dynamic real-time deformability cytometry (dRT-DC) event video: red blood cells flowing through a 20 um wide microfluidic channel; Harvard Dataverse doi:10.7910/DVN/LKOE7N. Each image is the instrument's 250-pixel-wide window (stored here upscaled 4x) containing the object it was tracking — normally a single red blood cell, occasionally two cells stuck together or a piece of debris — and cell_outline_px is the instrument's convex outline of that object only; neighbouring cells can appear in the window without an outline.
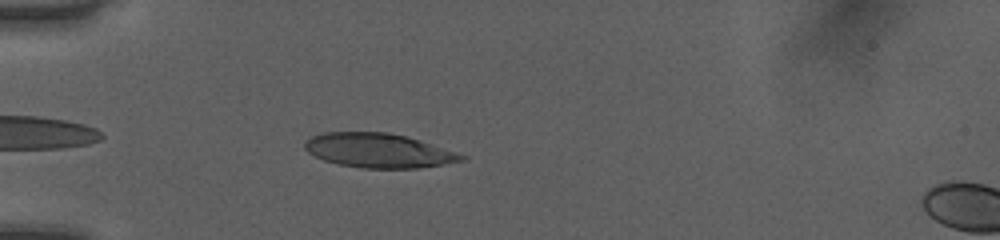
{"species": "human", "species_latin": "Homo sapiens", "temperature_condition": "room temperature", "stored_images_in_passage": 33, "camera_frame_rate_fps": 3000, "um_per_image_px": 0.085, "donor": {"sex": "female"}, "frame": {"image": 1, "passage_image": 4, "time_ms": 1.0, "image_size_px": [1000, 240], "cell_outline_px": [[468, 156], [464, 160], [416, 168], [364, 168], [340, 164], [324, 160], [308, 152], [304, 148], [304, 144], [312, 136], [324, 132], [384, 132], [404, 136]], "centroid_in_image_um": [32.13, 12.79], "position_along_channel_um": 52.9, "area_um2": 30.63}}
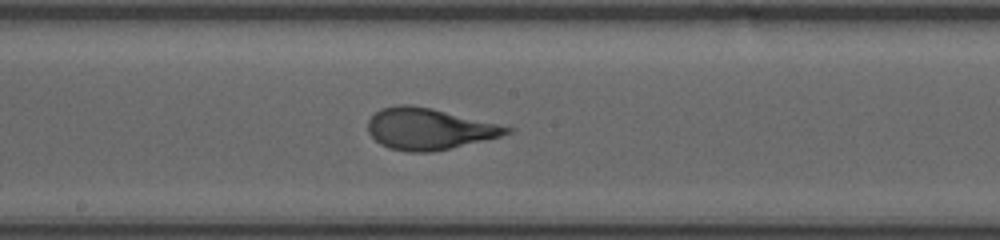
{"frame": {"image": 2, "passage_image": 17, "time_ms": 5.333, "image_size_px": [1000, 240], "cell_outline_px": [[516, 128], [512, 132], [500, 136], [432, 152], [408, 152], [388, 148], [380, 144], [368, 132], [368, 120], [380, 108], [400, 104], [408, 104], [432, 108]], "centroid_in_image_um": [36.44, 10.95], "position_along_channel_um": 211.8, "area_um2": 33.35}}
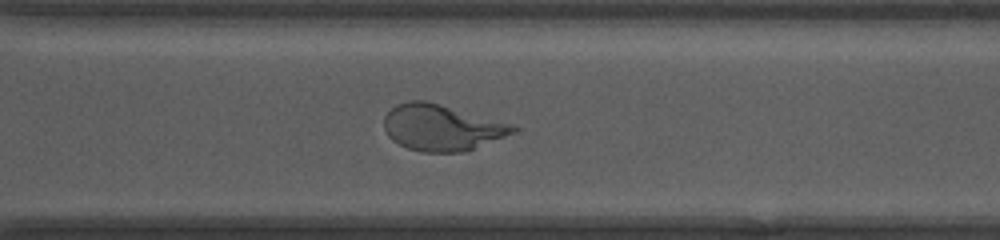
{"frame": {"image": 3, "passage_image": 26, "time_ms": 8.333, "image_size_px": [1000, 240], "cell_outline_px": [[516, 128], [512, 132], [504, 136], [464, 152], [424, 152], [408, 148], [392, 140], [388, 136], [384, 128], [384, 116], [396, 104], [408, 100], [428, 100], [508, 124]], "centroid_in_image_um": [37.43, 10.83], "position_along_channel_um": 333.2, "area_um2": 33.99}, "authors_computed_cell_mechanics": {"area_um2": 33.0616, "velocity_mm_per_s": 4.067, "shape_relaxation_time_tau1_ms": 3.4331, "shape_relaxation_time_tau2_ms": null, "deformation_change_tau1": 0.1948, "deformation_change_tau2": null}}